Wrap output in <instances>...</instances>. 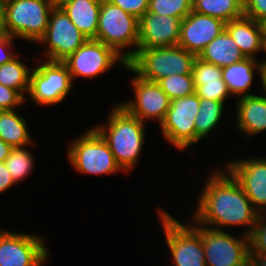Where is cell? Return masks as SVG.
<instances>
[{"label": "cell", "mask_w": 266, "mask_h": 266, "mask_svg": "<svg viewBox=\"0 0 266 266\" xmlns=\"http://www.w3.org/2000/svg\"><path fill=\"white\" fill-rule=\"evenodd\" d=\"M224 171L211 173L205 181L207 183L200 193L192 221L221 231H224L222 227L225 226L246 225L249 229L244 234L249 237L260 213L253 207L240 184L228 171Z\"/></svg>", "instance_id": "1"}, {"label": "cell", "mask_w": 266, "mask_h": 266, "mask_svg": "<svg viewBox=\"0 0 266 266\" xmlns=\"http://www.w3.org/2000/svg\"><path fill=\"white\" fill-rule=\"evenodd\" d=\"M107 126V127H106ZM106 126L93 127L107 142L123 172L137 165L145 141V124L120 104L113 105Z\"/></svg>", "instance_id": "2"}, {"label": "cell", "mask_w": 266, "mask_h": 266, "mask_svg": "<svg viewBox=\"0 0 266 266\" xmlns=\"http://www.w3.org/2000/svg\"><path fill=\"white\" fill-rule=\"evenodd\" d=\"M196 56L180 46L137 49L127 62L129 71L150 82L175 74H192Z\"/></svg>", "instance_id": "3"}, {"label": "cell", "mask_w": 266, "mask_h": 266, "mask_svg": "<svg viewBox=\"0 0 266 266\" xmlns=\"http://www.w3.org/2000/svg\"><path fill=\"white\" fill-rule=\"evenodd\" d=\"M138 37L139 19L109 0H102L97 34L94 39L113 48L128 62L137 53ZM131 46L136 48L124 51Z\"/></svg>", "instance_id": "4"}, {"label": "cell", "mask_w": 266, "mask_h": 266, "mask_svg": "<svg viewBox=\"0 0 266 266\" xmlns=\"http://www.w3.org/2000/svg\"><path fill=\"white\" fill-rule=\"evenodd\" d=\"M56 4V0H12L4 4L5 32L16 39L38 42Z\"/></svg>", "instance_id": "5"}, {"label": "cell", "mask_w": 266, "mask_h": 266, "mask_svg": "<svg viewBox=\"0 0 266 266\" xmlns=\"http://www.w3.org/2000/svg\"><path fill=\"white\" fill-rule=\"evenodd\" d=\"M70 144L67 157L79 173L110 175L123 171L107 142L93 127Z\"/></svg>", "instance_id": "6"}, {"label": "cell", "mask_w": 266, "mask_h": 266, "mask_svg": "<svg viewBox=\"0 0 266 266\" xmlns=\"http://www.w3.org/2000/svg\"><path fill=\"white\" fill-rule=\"evenodd\" d=\"M190 224L200 235L203 242L207 266H249L250 240L243 233L241 238L226 231Z\"/></svg>", "instance_id": "7"}, {"label": "cell", "mask_w": 266, "mask_h": 266, "mask_svg": "<svg viewBox=\"0 0 266 266\" xmlns=\"http://www.w3.org/2000/svg\"><path fill=\"white\" fill-rule=\"evenodd\" d=\"M174 266H207L201 235L187 223L182 224L166 210L158 211Z\"/></svg>", "instance_id": "8"}, {"label": "cell", "mask_w": 266, "mask_h": 266, "mask_svg": "<svg viewBox=\"0 0 266 266\" xmlns=\"http://www.w3.org/2000/svg\"><path fill=\"white\" fill-rule=\"evenodd\" d=\"M73 82L62 61L44 60L32 68L28 95L37 105L52 106L65 100Z\"/></svg>", "instance_id": "9"}, {"label": "cell", "mask_w": 266, "mask_h": 266, "mask_svg": "<svg viewBox=\"0 0 266 266\" xmlns=\"http://www.w3.org/2000/svg\"><path fill=\"white\" fill-rule=\"evenodd\" d=\"M199 110V97L194 94L170 101V107L163 122L161 132L173 147L183 150L195 145V118Z\"/></svg>", "instance_id": "10"}, {"label": "cell", "mask_w": 266, "mask_h": 266, "mask_svg": "<svg viewBox=\"0 0 266 266\" xmlns=\"http://www.w3.org/2000/svg\"><path fill=\"white\" fill-rule=\"evenodd\" d=\"M68 68L72 81L78 77L93 78L106 73L115 63L127 67V61L113 48L101 41L87 39L74 53L62 61Z\"/></svg>", "instance_id": "11"}, {"label": "cell", "mask_w": 266, "mask_h": 266, "mask_svg": "<svg viewBox=\"0 0 266 266\" xmlns=\"http://www.w3.org/2000/svg\"><path fill=\"white\" fill-rule=\"evenodd\" d=\"M87 37L71 22L64 10L56 4L51 11L45 34L37 43L47 45L45 59L63 61L86 41Z\"/></svg>", "instance_id": "12"}, {"label": "cell", "mask_w": 266, "mask_h": 266, "mask_svg": "<svg viewBox=\"0 0 266 266\" xmlns=\"http://www.w3.org/2000/svg\"><path fill=\"white\" fill-rule=\"evenodd\" d=\"M39 235L0 228V266H44L49 257Z\"/></svg>", "instance_id": "13"}, {"label": "cell", "mask_w": 266, "mask_h": 266, "mask_svg": "<svg viewBox=\"0 0 266 266\" xmlns=\"http://www.w3.org/2000/svg\"><path fill=\"white\" fill-rule=\"evenodd\" d=\"M131 83L135 92L134 99L119 104L143 123L148 119H157L161 124L170 107L171 100L168 95L157 82L143 80L136 74L131 79Z\"/></svg>", "instance_id": "14"}, {"label": "cell", "mask_w": 266, "mask_h": 266, "mask_svg": "<svg viewBox=\"0 0 266 266\" xmlns=\"http://www.w3.org/2000/svg\"><path fill=\"white\" fill-rule=\"evenodd\" d=\"M226 170L240 184L253 207L266 213V157L235 159L226 164Z\"/></svg>", "instance_id": "15"}, {"label": "cell", "mask_w": 266, "mask_h": 266, "mask_svg": "<svg viewBox=\"0 0 266 266\" xmlns=\"http://www.w3.org/2000/svg\"><path fill=\"white\" fill-rule=\"evenodd\" d=\"M181 22L177 17L147 11L139 19L137 49L178 46Z\"/></svg>", "instance_id": "16"}, {"label": "cell", "mask_w": 266, "mask_h": 266, "mask_svg": "<svg viewBox=\"0 0 266 266\" xmlns=\"http://www.w3.org/2000/svg\"><path fill=\"white\" fill-rule=\"evenodd\" d=\"M225 24L221 19L191 11L181 22L178 46L198 57L225 30Z\"/></svg>", "instance_id": "17"}, {"label": "cell", "mask_w": 266, "mask_h": 266, "mask_svg": "<svg viewBox=\"0 0 266 266\" xmlns=\"http://www.w3.org/2000/svg\"><path fill=\"white\" fill-rule=\"evenodd\" d=\"M192 75L195 93L199 98L225 103L231 97L222 78V68L196 57L193 62Z\"/></svg>", "instance_id": "18"}, {"label": "cell", "mask_w": 266, "mask_h": 266, "mask_svg": "<svg viewBox=\"0 0 266 266\" xmlns=\"http://www.w3.org/2000/svg\"><path fill=\"white\" fill-rule=\"evenodd\" d=\"M236 124L247 137L266 131V95H248L237 98Z\"/></svg>", "instance_id": "19"}, {"label": "cell", "mask_w": 266, "mask_h": 266, "mask_svg": "<svg viewBox=\"0 0 266 266\" xmlns=\"http://www.w3.org/2000/svg\"><path fill=\"white\" fill-rule=\"evenodd\" d=\"M102 0H56L71 22L88 38L97 34Z\"/></svg>", "instance_id": "20"}, {"label": "cell", "mask_w": 266, "mask_h": 266, "mask_svg": "<svg viewBox=\"0 0 266 266\" xmlns=\"http://www.w3.org/2000/svg\"><path fill=\"white\" fill-rule=\"evenodd\" d=\"M225 30L230 34L245 58L255 59L256 53L262 51V30L258 21L243 15L227 22Z\"/></svg>", "instance_id": "21"}, {"label": "cell", "mask_w": 266, "mask_h": 266, "mask_svg": "<svg viewBox=\"0 0 266 266\" xmlns=\"http://www.w3.org/2000/svg\"><path fill=\"white\" fill-rule=\"evenodd\" d=\"M259 61L257 58H244L240 62L222 68V78L232 97L234 95L238 98L254 95L246 91L250 90L255 71H257L261 80L262 64Z\"/></svg>", "instance_id": "22"}, {"label": "cell", "mask_w": 266, "mask_h": 266, "mask_svg": "<svg viewBox=\"0 0 266 266\" xmlns=\"http://www.w3.org/2000/svg\"><path fill=\"white\" fill-rule=\"evenodd\" d=\"M198 58L223 68L240 62L245 56L230 34L224 30L204 48Z\"/></svg>", "instance_id": "23"}, {"label": "cell", "mask_w": 266, "mask_h": 266, "mask_svg": "<svg viewBox=\"0 0 266 266\" xmlns=\"http://www.w3.org/2000/svg\"><path fill=\"white\" fill-rule=\"evenodd\" d=\"M25 118L15 110H0V138L13 148L32 144Z\"/></svg>", "instance_id": "24"}, {"label": "cell", "mask_w": 266, "mask_h": 266, "mask_svg": "<svg viewBox=\"0 0 266 266\" xmlns=\"http://www.w3.org/2000/svg\"><path fill=\"white\" fill-rule=\"evenodd\" d=\"M192 11L227 23L243 16L244 6L239 0H192Z\"/></svg>", "instance_id": "25"}, {"label": "cell", "mask_w": 266, "mask_h": 266, "mask_svg": "<svg viewBox=\"0 0 266 266\" xmlns=\"http://www.w3.org/2000/svg\"><path fill=\"white\" fill-rule=\"evenodd\" d=\"M224 103L199 98V110L195 118V144L206 138L222 119Z\"/></svg>", "instance_id": "26"}, {"label": "cell", "mask_w": 266, "mask_h": 266, "mask_svg": "<svg viewBox=\"0 0 266 266\" xmlns=\"http://www.w3.org/2000/svg\"><path fill=\"white\" fill-rule=\"evenodd\" d=\"M31 71L32 69L16 56L10 62L0 66V84L17 90L26 98L25 93L28 94Z\"/></svg>", "instance_id": "27"}, {"label": "cell", "mask_w": 266, "mask_h": 266, "mask_svg": "<svg viewBox=\"0 0 266 266\" xmlns=\"http://www.w3.org/2000/svg\"><path fill=\"white\" fill-rule=\"evenodd\" d=\"M34 157L25 147L13 148L10 155L4 161L8 172L11 174L14 182L23 181L27 178L30 172L33 171Z\"/></svg>", "instance_id": "28"}, {"label": "cell", "mask_w": 266, "mask_h": 266, "mask_svg": "<svg viewBox=\"0 0 266 266\" xmlns=\"http://www.w3.org/2000/svg\"><path fill=\"white\" fill-rule=\"evenodd\" d=\"M157 84L168 95L170 100L195 93L192 74L170 75L158 80Z\"/></svg>", "instance_id": "29"}, {"label": "cell", "mask_w": 266, "mask_h": 266, "mask_svg": "<svg viewBox=\"0 0 266 266\" xmlns=\"http://www.w3.org/2000/svg\"><path fill=\"white\" fill-rule=\"evenodd\" d=\"M192 11V0H149L148 12L183 20Z\"/></svg>", "instance_id": "30"}, {"label": "cell", "mask_w": 266, "mask_h": 266, "mask_svg": "<svg viewBox=\"0 0 266 266\" xmlns=\"http://www.w3.org/2000/svg\"><path fill=\"white\" fill-rule=\"evenodd\" d=\"M250 240V254H266V213L259 214Z\"/></svg>", "instance_id": "31"}, {"label": "cell", "mask_w": 266, "mask_h": 266, "mask_svg": "<svg viewBox=\"0 0 266 266\" xmlns=\"http://www.w3.org/2000/svg\"><path fill=\"white\" fill-rule=\"evenodd\" d=\"M26 100L17 90L0 84V110H14Z\"/></svg>", "instance_id": "32"}, {"label": "cell", "mask_w": 266, "mask_h": 266, "mask_svg": "<svg viewBox=\"0 0 266 266\" xmlns=\"http://www.w3.org/2000/svg\"><path fill=\"white\" fill-rule=\"evenodd\" d=\"M111 3L120 7L140 19L149 10V0H109Z\"/></svg>", "instance_id": "33"}, {"label": "cell", "mask_w": 266, "mask_h": 266, "mask_svg": "<svg viewBox=\"0 0 266 266\" xmlns=\"http://www.w3.org/2000/svg\"><path fill=\"white\" fill-rule=\"evenodd\" d=\"M14 38L6 32L0 33V66L10 62L17 55L14 53Z\"/></svg>", "instance_id": "34"}, {"label": "cell", "mask_w": 266, "mask_h": 266, "mask_svg": "<svg viewBox=\"0 0 266 266\" xmlns=\"http://www.w3.org/2000/svg\"><path fill=\"white\" fill-rule=\"evenodd\" d=\"M244 15L258 22L266 18V0H249L244 6Z\"/></svg>", "instance_id": "35"}, {"label": "cell", "mask_w": 266, "mask_h": 266, "mask_svg": "<svg viewBox=\"0 0 266 266\" xmlns=\"http://www.w3.org/2000/svg\"><path fill=\"white\" fill-rule=\"evenodd\" d=\"M14 182L4 162H0V194L13 187Z\"/></svg>", "instance_id": "36"}, {"label": "cell", "mask_w": 266, "mask_h": 266, "mask_svg": "<svg viewBox=\"0 0 266 266\" xmlns=\"http://www.w3.org/2000/svg\"><path fill=\"white\" fill-rule=\"evenodd\" d=\"M249 266H266V254H250Z\"/></svg>", "instance_id": "37"}, {"label": "cell", "mask_w": 266, "mask_h": 266, "mask_svg": "<svg viewBox=\"0 0 266 266\" xmlns=\"http://www.w3.org/2000/svg\"><path fill=\"white\" fill-rule=\"evenodd\" d=\"M13 147L0 138V162H4L10 155Z\"/></svg>", "instance_id": "38"}, {"label": "cell", "mask_w": 266, "mask_h": 266, "mask_svg": "<svg viewBox=\"0 0 266 266\" xmlns=\"http://www.w3.org/2000/svg\"><path fill=\"white\" fill-rule=\"evenodd\" d=\"M4 30V4L0 3V33Z\"/></svg>", "instance_id": "39"}, {"label": "cell", "mask_w": 266, "mask_h": 266, "mask_svg": "<svg viewBox=\"0 0 266 266\" xmlns=\"http://www.w3.org/2000/svg\"><path fill=\"white\" fill-rule=\"evenodd\" d=\"M261 83H262V88L265 89V94H266V64H262V71H261Z\"/></svg>", "instance_id": "40"}, {"label": "cell", "mask_w": 266, "mask_h": 266, "mask_svg": "<svg viewBox=\"0 0 266 266\" xmlns=\"http://www.w3.org/2000/svg\"><path fill=\"white\" fill-rule=\"evenodd\" d=\"M259 23L262 30V39H266V18L262 19Z\"/></svg>", "instance_id": "41"}, {"label": "cell", "mask_w": 266, "mask_h": 266, "mask_svg": "<svg viewBox=\"0 0 266 266\" xmlns=\"http://www.w3.org/2000/svg\"><path fill=\"white\" fill-rule=\"evenodd\" d=\"M264 50V52L266 53V39H262V51ZM261 64H266V58L265 60L263 59V61L260 60Z\"/></svg>", "instance_id": "42"}, {"label": "cell", "mask_w": 266, "mask_h": 266, "mask_svg": "<svg viewBox=\"0 0 266 266\" xmlns=\"http://www.w3.org/2000/svg\"><path fill=\"white\" fill-rule=\"evenodd\" d=\"M10 1H12V0H0V3L6 4V3L10 2Z\"/></svg>", "instance_id": "43"}, {"label": "cell", "mask_w": 266, "mask_h": 266, "mask_svg": "<svg viewBox=\"0 0 266 266\" xmlns=\"http://www.w3.org/2000/svg\"><path fill=\"white\" fill-rule=\"evenodd\" d=\"M243 6H245V4L249 1V0H239Z\"/></svg>", "instance_id": "44"}]
</instances>
